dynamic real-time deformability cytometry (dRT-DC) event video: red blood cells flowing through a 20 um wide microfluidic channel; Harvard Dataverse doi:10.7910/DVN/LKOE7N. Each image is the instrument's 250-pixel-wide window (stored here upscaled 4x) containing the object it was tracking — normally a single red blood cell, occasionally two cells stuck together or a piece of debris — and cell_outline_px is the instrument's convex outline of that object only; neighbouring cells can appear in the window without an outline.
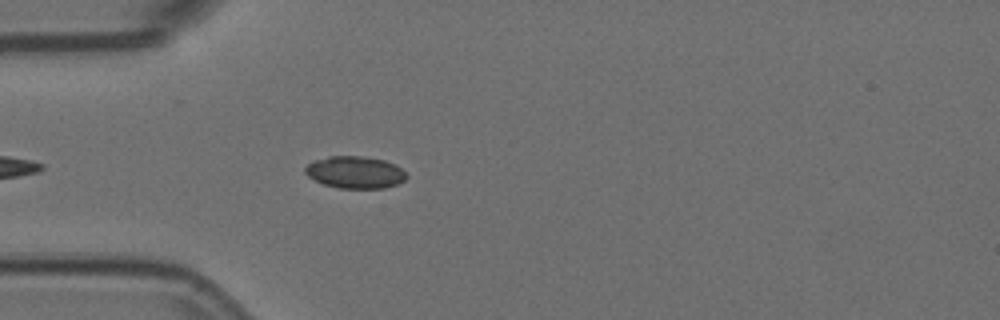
{"species": "Egyptian fruit bat (a non-hibernating species)", "species_latin": "Rousettus aegyptiacus", "temperature_condition": "room temperature", "stored_images_in_passage": 4, "camera_frame_rate_fps": 3000, "um_per_image_px": 0.085, "animal": {"sex": "female"}, "frame": {"image": 1, "passage_image": 4, "time_ms": 1.0, "image_size_px": [1000, 320], "cell_outline_px": [[408, 176], [404, 180], [396, 184], [384, 188], [336, 188], [324, 184], [308, 176], [304, 172], [304, 168], [312, 160], [328, 156], [360, 156], [384, 160], [400, 168]], "centroid_in_image_um": [30.14, 14.64], "position_along_channel_um": 54.9, "area_um2": 18.84}}